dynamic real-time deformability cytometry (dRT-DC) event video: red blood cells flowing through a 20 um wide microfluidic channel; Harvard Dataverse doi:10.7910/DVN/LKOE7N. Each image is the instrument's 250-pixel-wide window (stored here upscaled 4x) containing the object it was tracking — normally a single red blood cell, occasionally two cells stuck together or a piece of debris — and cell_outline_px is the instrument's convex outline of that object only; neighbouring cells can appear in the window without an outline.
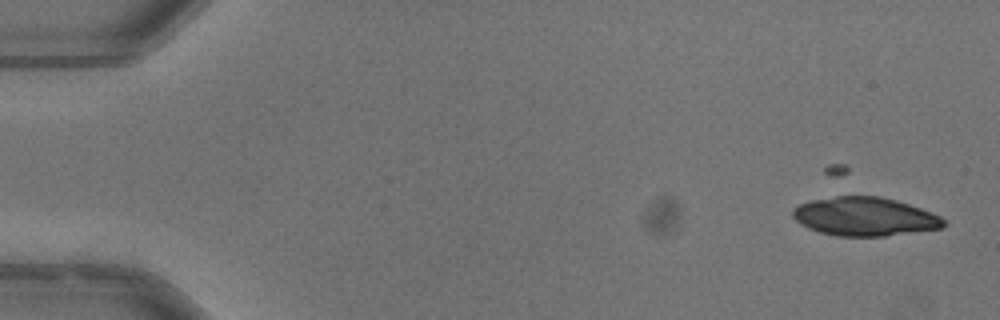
{"species": "common noctule bat (a hibernating species)", "species_latin": "Nyctalus noctula", "temperature_condition": "warm", "stored_images_in_passage": 36, "camera_frame_rate_fps": 3000, "um_per_image_px": 0.085, "animal": {"sex": "male", "body_mass_g": 13.3}, "frame": {"image": 1, "passage_image": 1, "time_ms": 0.0, "image_size_px": [1000, 320], "cell_outline_px": [[948, 224], [944, 228], [884, 236], [836, 236], [820, 232], [808, 228], [800, 224], [792, 216], [792, 208], [800, 204], [812, 200], [836, 196], [880, 196], [896, 200], [932, 212], [940, 216]], "centroid_in_image_um": [73.51, 18.41], "position_along_channel_um": 11.5, "area_um2": 34.1}}